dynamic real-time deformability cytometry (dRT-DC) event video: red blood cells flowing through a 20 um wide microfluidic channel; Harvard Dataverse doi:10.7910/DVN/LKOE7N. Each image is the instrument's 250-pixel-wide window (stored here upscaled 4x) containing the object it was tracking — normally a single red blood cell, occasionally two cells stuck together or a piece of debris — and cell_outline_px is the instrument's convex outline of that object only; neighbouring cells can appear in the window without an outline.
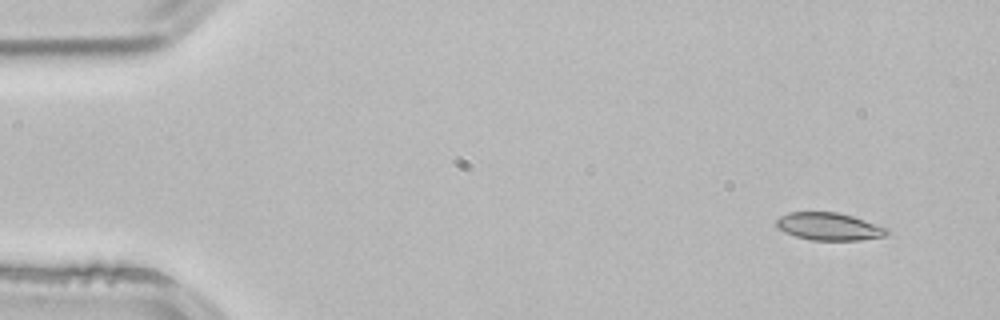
{"species": "common noctule bat (a hibernating species)", "species_latin": "Nyctalus noctula", "temperature_condition": "room temperature", "stored_images_in_passage": 3, "camera_frame_rate_fps": 3000, "um_per_image_px": 0.085, "animal": {"sex": "male", "body_mass_g": 21.5, "forearm_length_mm": 52.0}, "frame": {"image": 1, "passage_image": 1, "time_ms": 0.0, "image_size_px": [1000, 320], "cell_outline_px": [[888, 232], [884, 236], [860, 240], [812, 240], [796, 236], [784, 232], [776, 224], [776, 220], [780, 216], [788, 212], [836, 212], [852, 216], [888, 228]], "centroid_in_image_um": [70.45, 19.25], "position_along_channel_um": 14.5, "area_um2": 17.57}}